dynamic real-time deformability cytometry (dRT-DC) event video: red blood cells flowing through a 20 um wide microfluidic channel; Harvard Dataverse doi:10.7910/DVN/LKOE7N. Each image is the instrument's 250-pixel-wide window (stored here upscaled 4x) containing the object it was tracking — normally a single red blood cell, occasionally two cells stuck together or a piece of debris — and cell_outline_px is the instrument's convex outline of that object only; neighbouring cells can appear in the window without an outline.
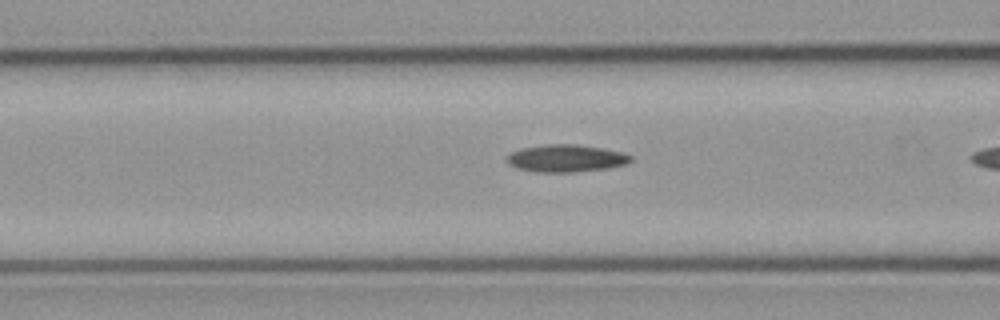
{"species": "common noctule bat (a hibernating species)", "species_latin": "Nyctalus noctula", "temperature_condition": "cold", "stored_images_in_passage": 7, "camera_frame_rate_fps": 3000, "um_per_image_px": 0.085, "animal": {"sex": "male", "body_mass_g": 23.1, "forearm_length_mm": 52.7}, "frame": {"image": 1, "passage_image": 6, "time_ms": 1.667, "image_size_px": [1000, 320], "cell_outline_px": [[632, 160], [624, 164], [608, 168], [572, 172], [536, 172], [516, 168], [508, 164], [508, 156], [512, 152], [520, 148], [548, 144], [576, 144], [600, 148], [620, 152], [632, 156]], "centroid_in_image_um": [48.08, 13.46], "position_along_channel_um": 118.5, "area_um2": 19.54}}